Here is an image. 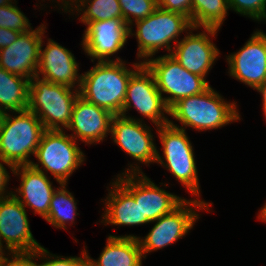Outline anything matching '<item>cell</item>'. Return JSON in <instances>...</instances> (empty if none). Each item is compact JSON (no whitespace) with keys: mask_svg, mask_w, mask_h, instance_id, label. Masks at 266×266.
Segmentation results:
<instances>
[{"mask_svg":"<svg viewBox=\"0 0 266 266\" xmlns=\"http://www.w3.org/2000/svg\"><path fill=\"white\" fill-rule=\"evenodd\" d=\"M79 95L77 89L33 76L29 82L28 110L40 119L45 130H63L71 122Z\"/></svg>","mask_w":266,"mask_h":266,"instance_id":"3957f363","label":"cell"},{"mask_svg":"<svg viewBox=\"0 0 266 266\" xmlns=\"http://www.w3.org/2000/svg\"><path fill=\"white\" fill-rule=\"evenodd\" d=\"M133 107L156 127L170 121L165 116L169 115V108L157 88L154 76L144 64L130 77L121 115L128 114L126 112Z\"/></svg>","mask_w":266,"mask_h":266,"instance_id":"8fae6325","label":"cell"},{"mask_svg":"<svg viewBox=\"0 0 266 266\" xmlns=\"http://www.w3.org/2000/svg\"><path fill=\"white\" fill-rule=\"evenodd\" d=\"M169 116L181 123V127L170 119L169 123L186 130H214L240 120L235 102H227L221 94L209 86L204 92L183 98L169 109Z\"/></svg>","mask_w":266,"mask_h":266,"instance_id":"7a4b0ae2","label":"cell"},{"mask_svg":"<svg viewBox=\"0 0 266 266\" xmlns=\"http://www.w3.org/2000/svg\"><path fill=\"white\" fill-rule=\"evenodd\" d=\"M262 107H263V113H264L265 118H266V104H263Z\"/></svg>","mask_w":266,"mask_h":266,"instance_id":"b9f144b4","label":"cell"},{"mask_svg":"<svg viewBox=\"0 0 266 266\" xmlns=\"http://www.w3.org/2000/svg\"><path fill=\"white\" fill-rule=\"evenodd\" d=\"M29 80L0 67V110L7 113L28 109Z\"/></svg>","mask_w":266,"mask_h":266,"instance_id":"603a6c76","label":"cell"},{"mask_svg":"<svg viewBox=\"0 0 266 266\" xmlns=\"http://www.w3.org/2000/svg\"><path fill=\"white\" fill-rule=\"evenodd\" d=\"M53 1H55V0H52V2ZM60 1V0H59ZM59 4V8L61 9L62 7H63V9L62 10H64L65 9V7H66V4H67V0H61V4H60V2L58 3Z\"/></svg>","mask_w":266,"mask_h":266,"instance_id":"74e56055","label":"cell"},{"mask_svg":"<svg viewBox=\"0 0 266 266\" xmlns=\"http://www.w3.org/2000/svg\"><path fill=\"white\" fill-rule=\"evenodd\" d=\"M111 189L105 201L104 225L138 226L141 225V209L139 201H135L133 195L116 179L110 183Z\"/></svg>","mask_w":266,"mask_h":266,"instance_id":"44dd1931","label":"cell"},{"mask_svg":"<svg viewBox=\"0 0 266 266\" xmlns=\"http://www.w3.org/2000/svg\"><path fill=\"white\" fill-rule=\"evenodd\" d=\"M5 258H6V256H0V266H2Z\"/></svg>","mask_w":266,"mask_h":266,"instance_id":"60d3db41","label":"cell"},{"mask_svg":"<svg viewBox=\"0 0 266 266\" xmlns=\"http://www.w3.org/2000/svg\"><path fill=\"white\" fill-rule=\"evenodd\" d=\"M43 43L42 38L36 76L54 84L80 90L82 74L78 73L79 63L74 54L52 39H48L45 49Z\"/></svg>","mask_w":266,"mask_h":266,"instance_id":"ac0fdd59","label":"cell"},{"mask_svg":"<svg viewBox=\"0 0 266 266\" xmlns=\"http://www.w3.org/2000/svg\"><path fill=\"white\" fill-rule=\"evenodd\" d=\"M0 244L9 253H32L42 247L30 230L25 207L13 195L0 198Z\"/></svg>","mask_w":266,"mask_h":266,"instance_id":"7c38bea8","label":"cell"},{"mask_svg":"<svg viewBox=\"0 0 266 266\" xmlns=\"http://www.w3.org/2000/svg\"><path fill=\"white\" fill-rule=\"evenodd\" d=\"M16 5L17 3L15 2L10 5L0 6V28L20 33L30 31L33 27H31L29 19Z\"/></svg>","mask_w":266,"mask_h":266,"instance_id":"83f0119b","label":"cell"},{"mask_svg":"<svg viewBox=\"0 0 266 266\" xmlns=\"http://www.w3.org/2000/svg\"><path fill=\"white\" fill-rule=\"evenodd\" d=\"M228 10V0H192L191 23L194 28L220 29Z\"/></svg>","mask_w":266,"mask_h":266,"instance_id":"484cf974","label":"cell"},{"mask_svg":"<svg viewBox=\"0 0 266 266\" xmlns=\"http://www.w3.org/2000/svg\"><path fill=\"white\" fill-rule=\"evenodd\" d=\"M80 257H63L50 253L43 246L34 252V266H86L87 265V250L81 253ZM37 258V259H36ZM42 258V259H41ZM43 260L44 262L38 264L37 260Z\"/></svg>","mask_w":266,"mask_h":266,"instance_id":"f1b7e54d","label":"cell"},{"mask_svg":"<svg viewBox=\"0 0 266 266\" xmlns=\"http://www.w3.org/2000/svg\"><path fill=\"white\" fill-rule=\"evenodd\" d=\"M5 255H6V256H7V255L9 256L10 253L6 254V253H5V249H4V247H2L1 244H0V256H5Z\"/></svg>","mask_w":266,"mask_h":266,"instance_id":"ab89813d","label":"cell"},{"mask_svg":"<svg viewBox=\"0 0 266 266\" xmlns=\"http://www.w3.org/2000/svg\"><path fill=\"white\" fill-rule=\"evenodd\" d=\"M82 37V49L93 62L98 61H123L120 57L110 59L120 51L128 37L130 27L123 18H114L105 21H93L86 25Z\"/></svg>","mask_w":266,"mask_h":266,"instance_id":"5bb4252c","label":"cell"},{"mask_svg":"<svg viewBox=\"0 0 266 266\" xmlns=\"http://www.w3.org/2000/svg\"><path fill=\"white\" fill-rule=\"evenodd\" d=\"M198 29L200 28L190 29L187 35L173 46L170 55L185 69L206 79L207 73L220 54L209 36L215 37L219 29L203 28L202 32H191Z\"/></svg>","mask_w":266,"mask_h":266,"instance_id":"9a60e30c","label":"cell"},{"mask_svg":"<svg viewBox=\"0 0 266 266\" xmlns=\"http://www.w3.org/2000/svg\"><path fill=\"white\" fill-rule=\"evenodd\" d=\"M257 92H260L262 94V103L266 104V81L259 86L257 89Z\"/></svg>","mask_w":266,"mask_h":266,"instance_id":"e575fe53","label":"cell"},{"mask_svg":"<svg viewBox=\"0 0 266 266\" xmlns=\"http://www.w3.org/2000/svg\"><path fill=\"white\" fill-rule=\"evenodd\" d=\"M157 131L162 143L164 157L157 150L155 163L164 166L189 193L199 198L200 183L194 150L186 130L168 123L157 127Z\"/></svg>","mask_w":266,"mask_h":266,"instance_id":"8992f818","label":"cell"},{"mask_svg":"<svg viewBox=\"0 0 266 266\" xmlns=\"http://www.w3.org/2000/svg\"><path fill=\"white\" fill-rule=\"evenodd\" d=\"M5 114H6L5 112L0 110V130H1L2 122L5 117Z\"/></svg>","mask_w":266,"mask_h":266,"instance_id":"f35d334b","label":"cell"},{"mask_svg":"<svg viewBox=\"0 0 266 266\" xmlns=\"http://www.w3.org/2000/svg\"><path fill=\"white\" fill-rule=\"evenodd\" d=\"M66 183H61L51 198L48 215L44 218L55 228L67 229L66 224L70 226L74 222L77 213V202L74 196L66 188ZM70 221V222H69Z\"/></svg>","mask_w":266,"mask_h":266,"instance_id":"d4e9b609","label":"cell"},{"mask_svg":"<svg viewBox=\"0 0 266 266\" xmlns=\"http://www.w3.org/2000/svg\"><path fill=\"white\" fill-rule=\"evenodd\" d=\"M12 1L13 0H0V6L10 5L13 4L14 2H17L16 0H14V2Z\"/></svg>","mask_w":266,"mask_h":266,"instance_id":"8d00e7d4","label":"cell"},{"mask_svg":"<svg viewBox=\"0 0 266 266\" xmlns=\"http://www.w3.org/2000/svg\"><path fill=\"white\" fill-rule=\"evenodd\" d=\"M133 24L137 27L136 32L132 33L130 29L129 35L137 38L138 60L143 58L145 61L163 48L170 54L173 50L172 41L177 44L180 34L193 28L187 16L159 7L147 18Z\"/></svg>","mask_w":266,"mask_h":266,"instance_id":"5b68a950","label":"cell"},{"mask_svg":"<svg viewBox=\"0 0 266 266\" xmlns=\"http://www.w3.org/2000/svg\"><path fill=\"white\" fill-rule=\"evenodd\" d=\"M158 7L180 13L191 20L192 0H158Z\"/></svg>","mask_w":266,"mask_h":266,"instance_id":"4dcf8cb0","label":"cell"},{"mask_svg":"<svg viewBox=\"0 0 266 266\" xmlns=\"http://www.w3.org/2000/svg\"><path fill=\"white\" fill-rule=\"evenodd\" d=\"M35 157L41 168L39 163L34 161L30 165L42 172L49 171L59 185L67 184L69 177L85 160V155L78 147L77 141L69 134H65L64 130H45Z\"/></svg>","mask_w":266,"mask_h":266,"instance_id":"52a82bcc","label":"cell"},{"mask_svg":"<svg viewBox=\"0 0 266 266\" xmlns=\"http://www.w3.org/2000/svg\"><path fill=\"white\" fill-rule=\"evenodd\" d=\"M45 29L46 25L41 24L34 30L21 33L11 45L0 49V67L29 81L36 76Z\"/></svg>","mask_w":266,"mask_h":266,"instance_id":"e0dca14e","label":"cell"},{"mask_svg":"<svg viewBox=\"0 0 266 266\" xmlns=\"http://www.w3.org/2000/svg\"><path fill=\"white\" fill-rule=\"evenodd\" d=\"M113 116L110 111L79 95L73 106L71 122L66 129L73 132L70 136L76 141L79 139L89 145L103 142L107 134H110Z\"/></svg>","mask_w":266,"mask_h":266,"instance_id":"d6986e66","label":"cell"},{"mask_svg":"<svg viewBox=\"0 0 266 266\" xmlns=\"http://www.w3.org/2000/svg\"><path fill=\"white\" fill-rule=\"evenodd\" d=\"M20 34V32L14 30L0 28V49L11 45Z\"/></svg>","mask_w":266,"mask_h":266,"instance_id":"836d02e7","label":"cell"},{"mask_svg":"<svg viewBox=\"0 0 266 266\" xmlns=\"http://www.w3.org/2000/svg\"><path fill=\"white\" fill-rule=\"evenodd\" d=\"M128 115H114L111 122L110 134L116 143L137 163L149 164L156 162L157 147L154 144L151 128Z\"/></svg>","mask_w":266,"mask_h":266,"instance_id":"4fadbf2b","label":"cell"},{"mask_svg":"<svg viewBox=\"0 0 266 266\" xmlns=\"http://www.w3.org/2000/svg\"><path fill=\"white\" fill-rule=\"evenodd\" d=\"M9 256L4 259L2 266H34V252L10 253Z\"/></svg>","mask_w":266,"mask_h":266,"instance_id":"1f68e13d","label":"cell"},{"mask_svg":"<svg viewBox=\"0 0 266 266\" xmlns=\"http://www.w3.org/2000/svg\"><path fill=\"white\" fill-rule=\"evenodd\" d=\"M258 219H261V221L266 222V203L265 205L260 209Z\"/></svg>","mask_w":266,"mask_h":266,"instance_id":"d590c367","label":"cell"},{"mask_svg":"<svg viewBox=\"0 0 266 266\" xmlns=\"http://www.w3.org/2000/svg\"><path fill=\"white\" fill-rule=\"evenodd\" d=\"M142 64L133 63L134 69H128L125 61H97L82 74L80 96L113 115H121L130 77Z\"/></svg>","mask_w":266,"mask_h":266,"instance_id":"6da1fadb","label":"cell"},{"mask_svg":"<svg viewBox=\"0 0 266 266\" xmlns=\"http://www.w3.org/2000/svg\"><path fill=\"white\" fill-rule=\"evenodd\" d=\"M125 23L133 29V22L143 20L158 8V0H118ZM133 16V17H132ZM133 18V19H132Z\"/></svg>","mask_w":266,"mask_h":266,"instance_id":"4316f807","label":"cell"},{"mask_svg":"<svg viewBox=\"0 0 266 266\" xmlns=\"http://www.w3.org/2000/svg\"><path fill=\"white\" fill-rule=\"evenodd\" d=\"M212 204L198 198L190 200L185 198L170 213L153 221L155 224L149 233L144 238L138 237L144 259L146 254L167 247L185 237L199 219L196 208L210 211L209 206Z\"/></svg>","mask_w":266,"mask_h":266,"instance_id":"9c48e42d","label":"cell"},{"mask_svg":"<svg viewBox=\"0 0 266 266\" xmlns=\"http://www.w3.org/2000/svg\"><path fill=\"white\" fill-rule=\"evenodd\" d=\"M228 5L236 13L266 22V0H228Z\"/></svg>","mask_w":266,"mask_h":266,"instance_id":"f546056e","label":"cell"},{"mask_svg":"<svg viewBox=\"0 0 266 266\" xmlns=\"http://www.w3.org/2000/svg\"><path fill=\"white\" fill-rule=\"evenodd\" d=\"M226 60L230 76L256 90L266 81V34L261 29L253 32Z\"/></svg>","mask_w":266,"mask_h":266,"instance_id":"2e32d148","label":"cell"},{"mask_svg":"<svg viewBox=\"0 0 266 266\" xmlns=\"http://www.w3.org/2000/svg\"><path fill=\"white\" fill-rule=\"evenodd\" d=\"M12 173L21 178L20 187L16 188L12 195L25 208L28 206L34 210V214L37 213L45 218L49 212L52 195L56 190L46 173L31 165L16 166Z\"/></svg>","mask_w":266,"mask_h":266,"instance_id":"ffe728a7","label":"cell"},{"mask_svg":"<svg viewBox=\"0 0 266 266\" xmlns=\"http://www.w3.org/2000/svg\"><path fill=\"white\" fill-rule=\"evenodd\" d=\"M139 236L109 235L107 243L97 260L88 255V266H142L143 254Z\"/></svg>","mask_w":266,"mask_h":266,"instance_id":"7402d4cb","label":"cell"},{"mask_svg":"<svg viewBox=\"0 0 266 266\" xmlns=\"http://www.w3.org/2000/svg\"><path fill=\"white\" fill-rule=\"evenodd\" d=\"M5 114L0 130V159L13 167L30 165L45 128L28 109ZM18 114V115H16Z\"/></svg>","mask_w":266,"mask_h":266,"instance_id":"277c9868","label":"cell"},{"mask_svg":"<svg viewBox=\"0 0 266 266\" xmlns=\"http://www.w3.org/2000/svg\"><path fill=\"white\" fill-rule=\"evenodd\" d=\"M74 9L75 12L80 15L83 14L79 19L84 25L93 21L122 18V12L118 0H67L63 12H71L73 14Z\"/></svg>","mask_w":266,"mask_h":266,"instance_id":"cb8c5ba5","label":"cell"},{"mask_svg":"<svg viewBox=\"0 0 266 266\" xmlns=\"http://www.w3.org/2000/svg\"><path fill=\"white\" fill-rule=\"evenodd\" d=\"M129 167L115 179L133 195L135 201H139L141 225L152 223L170 213L185 199L157 186L142 172L137 163L134 166L130 164Z\"/></svg>","mask_w":266,"mask_h":266,"instance_id":"30bf717a","label":"cell"},{"mask_svg":"<svg viewBox=\"0 0 266 266\" xmlns=\"http://www.w3.org/2000/svg\"><path fill=\"white\" fill-rule=\"evenodd\" d=\"M0 161H1L0 162V198H1V197H7L9 195H12V193H13L12 191H9V192L5 191V190H7L6 189L7 185H8L7 183L10 180L9 179L10 176H9V173H8L6 167H4L3 164L5 163V165H7L11 169V171H13L14 167L2 159H0Z\"/></svg>","mask_w":266,"mask_h":266,"instance_id":"d6a6232c","label":"cell"},{"mask_svg":"<svg viewBox=\"0 0 266 266\" xmlns=\"http://www.w3.org/2000/svg\"><path fill=\"white\" fill-rule=\"evenodd\" d=\"M154 76L155 83L170 109L179 100L204 92L210 85L202 76L191 73L170 54L142 61Z\"/></svg>","mask_w":266,"mask_h":266,"instance_id":"ba28073f","label":"cell"}]
</instances>
